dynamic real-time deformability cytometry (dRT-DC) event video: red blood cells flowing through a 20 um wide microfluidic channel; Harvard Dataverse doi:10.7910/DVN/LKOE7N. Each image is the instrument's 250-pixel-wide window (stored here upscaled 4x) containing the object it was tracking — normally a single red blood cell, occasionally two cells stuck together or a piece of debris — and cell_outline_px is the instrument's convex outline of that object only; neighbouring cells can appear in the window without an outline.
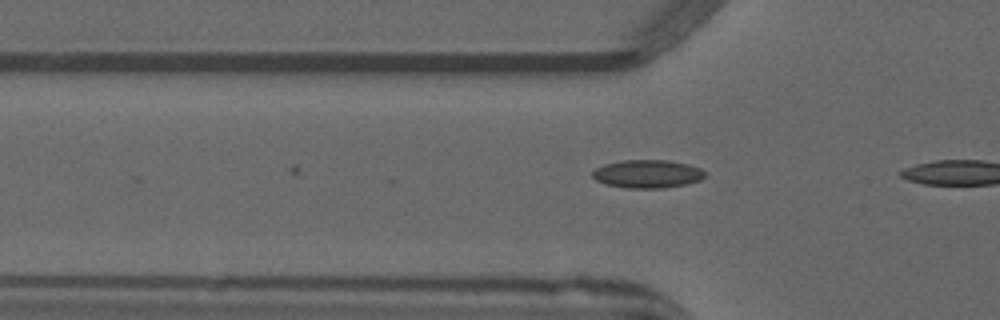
{"species": "common noctule bat (a hibernating species)", "species_latin": "Nyctalus noctula", "temperature_condition": "warm", "stored_images_in_passage": 3, "camera_frame_rate_fps": 3000, "um_per_image_px": 0.085, "animal": {"sex": "male", "forearm_length_mm": 52.5}, "frame": {"image": 1, "passage_image": 3, "time_ms": 0.667, "image_size_px": [1000, 320], "cell_outline_px": [[708, 172], [700, 180], [684, 184], [660, 188], [628, 188], [604, 184], [596, 180], [592, 176], [592, 172], [596, 168], [604, 164], [620, 160], [668, 160], [688, 164], [700, 168]], "centroid_in_image_um": [55.02, 14.77], "position_along_channel_um": 70.8, "area_um2": 18.5}}